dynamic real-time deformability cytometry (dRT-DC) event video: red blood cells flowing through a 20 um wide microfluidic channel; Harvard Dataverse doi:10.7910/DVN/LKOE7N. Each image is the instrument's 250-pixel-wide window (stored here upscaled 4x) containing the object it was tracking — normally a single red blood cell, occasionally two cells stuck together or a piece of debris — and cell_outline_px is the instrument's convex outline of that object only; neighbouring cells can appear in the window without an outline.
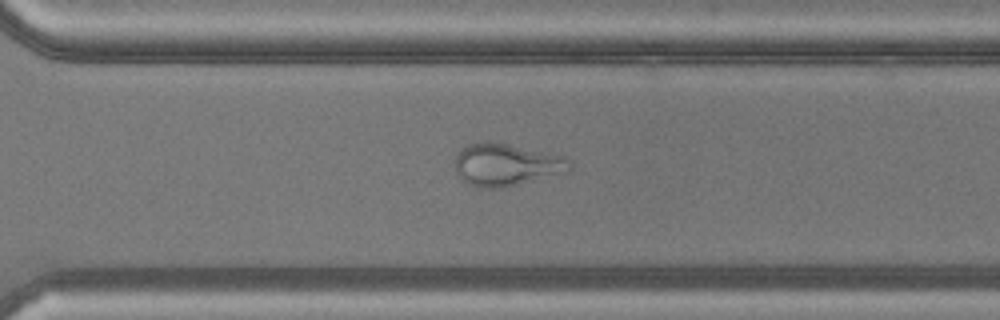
{"species": "common noctule bat (a hibernating species)", "species_latin": "Nyctalus noctula", "temperature_condition": "warm", "stored_images_in_passage": 47, "camera_frame_rate_fps": 3000, "um_per_image_px": 0.085, "animal": {"sex": "male", "body_mass_g": 20.5, "forearm_length_mm": 52.5}, "frame": {"image": 1, "passage_image": 34, "time_ms": 11.0, "image_size_px": [1000, 320], "cell_outline_px": [[572, 172], [500, 188], [484, 188], [468, 184], [460, 176], [456, 168], [456, 152], [460, 148], [468, 144], [484, 140], [508, 144], [568, 156], [572, 160]], "centroid_in_image_um": [43.12, 13.98], "position_along_channel_um": 327.5, "area_um2": 28.84}}
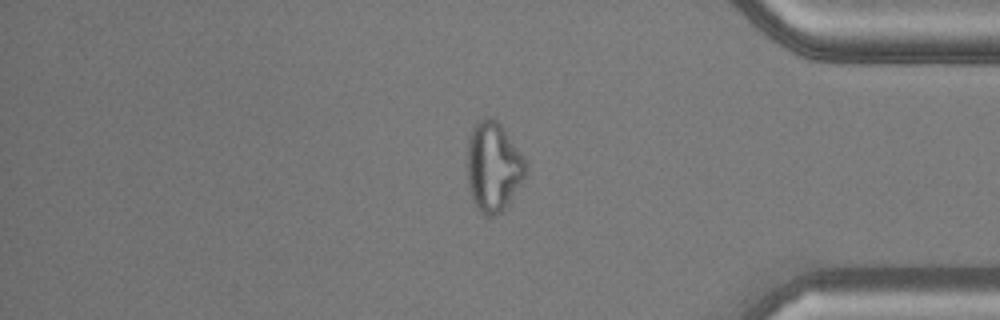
{"frame": {"image": 2, "passage_image": 40, "time_ms": 13.0, "image_size_px": [1000, 320], "cell_outline_px": [[528, 172], [508, 204], [496, 216], [484, 216], [476, 208], [472, 200], [468, 188], [468, 136], [476, 120], [484, 116], [496, 120], [500, 124], [528, 160]], "centroid_in_image_um": [41.95, 14.17], "position_along_channel_um": 393.3, "area_um2": 31.15}}